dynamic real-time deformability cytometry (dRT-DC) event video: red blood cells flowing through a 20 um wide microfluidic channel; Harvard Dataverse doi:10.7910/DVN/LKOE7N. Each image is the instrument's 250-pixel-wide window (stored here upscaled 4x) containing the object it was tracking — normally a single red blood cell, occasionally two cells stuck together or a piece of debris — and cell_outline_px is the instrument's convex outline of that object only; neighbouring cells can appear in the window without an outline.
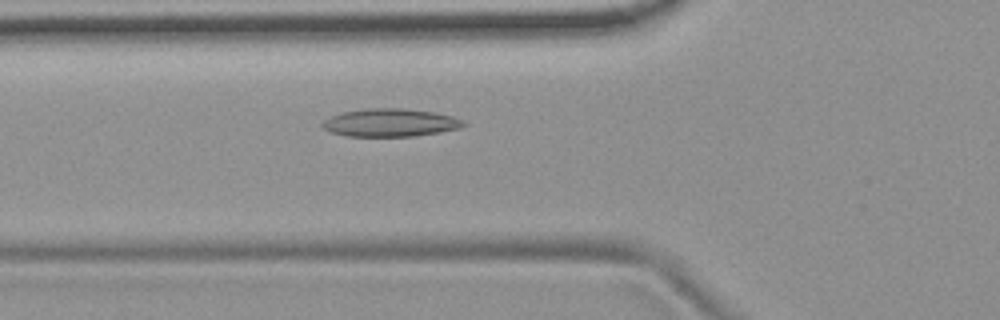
{"species": "common noctule bat (a hibernating species)", "species_latin": "Nyctalus noctula", "temperature_condition": "room temperature", "stored_images_in_passage": 54, "camera_frame_rate_fps": 3000, "um_per_image_px": 0.085, "animal": {"sex": "female", "body_mass_g": 19.9}, "frame": {"image": 1, "passage_image": 19, "time_ms": 6.0, "image_size_px": [1000, 320], "cell_outline_px": [[468, 124], [460, 128], [440, 132], [412, 136], [348, 136], [332, 132], [324, 128], [320, 124], [324, 120], [332, 116], [344, 112], [364, 108], [400, 108], [436, 112], [452, 116], [464, 120]], "centroid_in_image_um": [33.21, 10.42], "position_along_channel_um": 92.6, "area_um2": 22.95}}
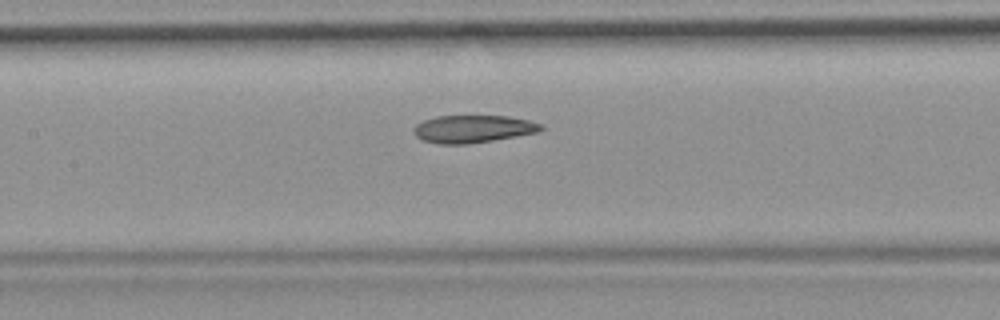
{"frame": {"image": 2, "passage_image": 25, "time_ms": 8.0, "image_size_px": [1000, 320], "cell_outline_px": [[544, 128], [540, 132], [468, 144], [440, 144], [424, 140], [416, 136], [412, 132], [412, 128], [416, 124], [424, 120], [436, 116], [508, 116], [528, 120], [544, 124]], "centroid_in_image_um": [40.21, 10.95], "position_along_channel_um": 167.2, "area_um2": 20.52}}
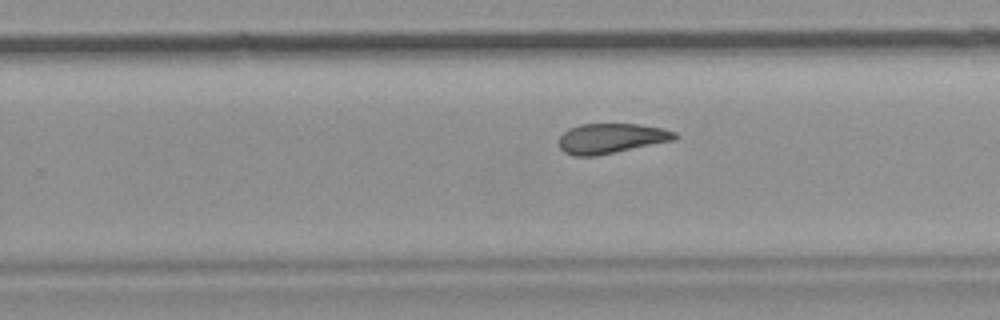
{"frame": {"image": 3, "passage_image": 34, "time_ms": 11.0, "image_size_px": [1000, 320], "cell_outline_px": [[680, 136], [676, 140], [596, 156], [572, 156], [564, 152], [560, 148], [560, 136], [568, 128], [580, 124], [636, 124], [664, 128], [676, 132]], "centroid_in_image_um": [51.98, 11.76], "position_along_channel_um": 277.8, "area_um2": 20.46}, "authors_computed_cell_mechanics": {"area_um2": 21.6172, "velocity_mm_per_s": 3.7159, "shape_relaxation_time_tau1_ms": null, "shape_relaxation_time_tau2_ms": 4.3994, "deformation_change_tau1": null, "deformation_change_tau2": 0.1094}}